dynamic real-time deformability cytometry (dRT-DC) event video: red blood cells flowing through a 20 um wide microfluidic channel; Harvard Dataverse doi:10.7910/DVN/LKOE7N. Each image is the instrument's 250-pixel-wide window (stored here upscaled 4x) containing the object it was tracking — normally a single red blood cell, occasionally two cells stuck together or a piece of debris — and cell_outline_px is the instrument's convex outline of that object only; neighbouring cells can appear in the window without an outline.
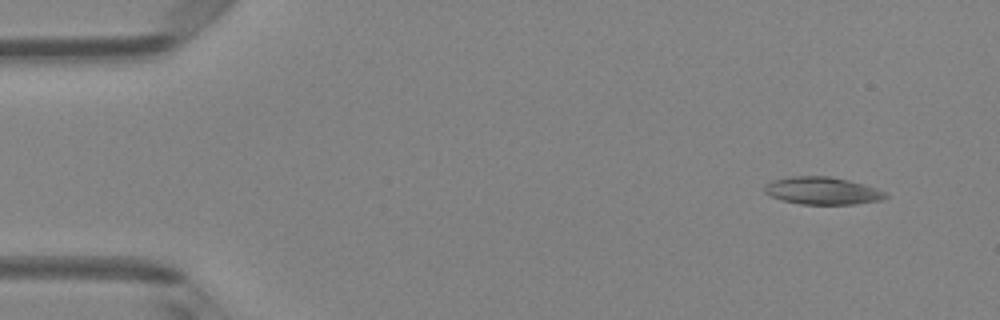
{"species": "Egyptian fruit bat (a non-hibernating species)", "species_latin": "Rousettus aegyptiacus", "temperature_condition": "room temperature", "stored_images_in_passage": 3, "camera_frame_rate_fps": 3000, "um_per_image_px": 0.085, "animal": {"sex": "female"}, "frame": {"image": 1, "passage_image": 1, "time_ms": 0.0, "image_size_px": [1000, 320], "cell_outline_px": [[888, 196], [880, 200], [856, 204], [800, 204], [784, 200], [772, 196], [764, 192], [764, 188], [772, 180], [792, 176], [828, 176], [848, 180], [864, 184], [888, 192]], "centroid_in_image_um": [69.94, 16.21], "position_along_channel_um": 15.1, "area_um2": 19.25}}